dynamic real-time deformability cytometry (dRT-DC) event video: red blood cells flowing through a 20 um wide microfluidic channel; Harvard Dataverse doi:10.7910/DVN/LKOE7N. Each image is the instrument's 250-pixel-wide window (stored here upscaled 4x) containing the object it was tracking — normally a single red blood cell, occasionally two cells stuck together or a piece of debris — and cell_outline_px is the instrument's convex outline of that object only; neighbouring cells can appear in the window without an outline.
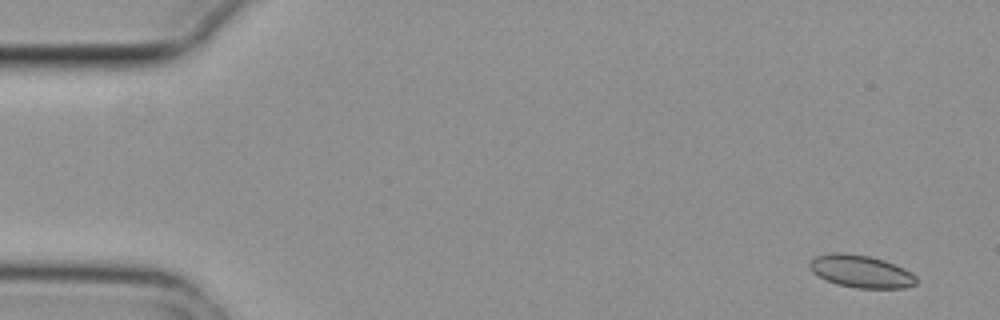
{"species": "common noctule bat (a hibernating species)", "species_latin": "Nyctalus noctula", "temperature_condition": "cold", "stored_images_in_passage": 5, "camera_frame_rate_fps": 3000, "um_per_image_px": 0.085, "animal": {"sex": "female", "body_mass_g": 29.2, "forearm_length_mm": 56.3}, "frame": {"image": 1, "passage_image": 1, "time_ms": 0.0, "image_size_px": [1000, 320], "cell_outline_px": [[916, 284], [904, 288], [856, 288], [836, 284], [812, 272], [808, 268], [808, 264], [816, 256], [828, 252], [844, 252], [872, 256], [884, 260], [904, 268], [912, 272], [916, 276]], "centroid_in_image_um": [73.18, 23.05], "position_along_channel_um": 11.8, "area_um2": 20.4}}
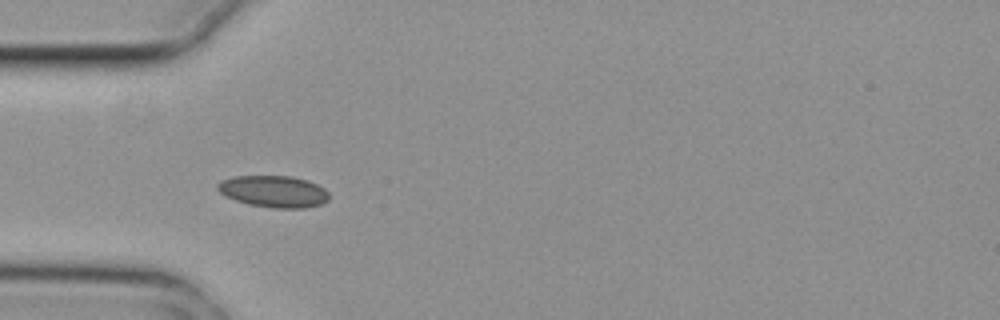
{"frame": {"image": 2, "passage_image": 4, "time_ms": 1.0, "image_size_px": [1000, 320], "cell_outline_px": [[328, 200], [320, 204], [304, 208], [272, 208], [248, 204], [224, 196], [216, 188], [216, 184], [220, 180], [232, 176], [292, 176], [308, 180], [324, 188], [328, 192]], "centroid_in_image_um": [23.22, 16.26], "position_along_channel_um": 61.8, "area_um2": 20.75}}
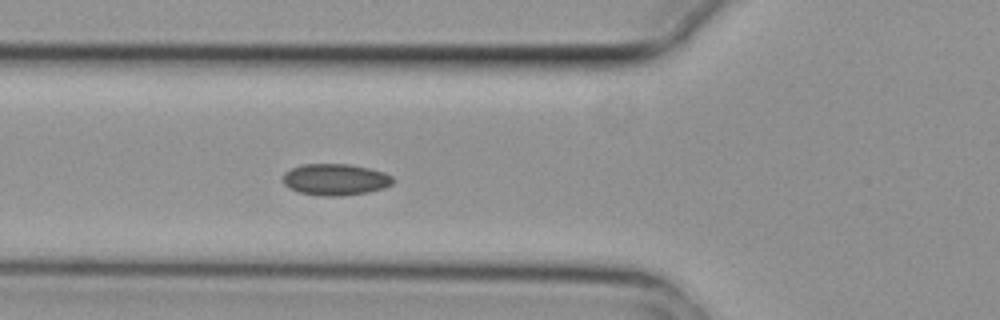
{"frame": {"image": 3, "passage_image": 5, "time_ms": 1.333, "image_size_px": [1000, 320], "cell_outline_px": [[392, 184], [384, 188], [368, 192], [340, 196], [320, 196], [300, 192], [288, 188], [284, 184], [284, 172], [300, 164], [348, 164], [368, 168], [384, 172], [392, 176]], "centroid_in_image_um": [28.49, 15.26], "position_along_channel_um": 97.3, "area_um2": 20.17}}